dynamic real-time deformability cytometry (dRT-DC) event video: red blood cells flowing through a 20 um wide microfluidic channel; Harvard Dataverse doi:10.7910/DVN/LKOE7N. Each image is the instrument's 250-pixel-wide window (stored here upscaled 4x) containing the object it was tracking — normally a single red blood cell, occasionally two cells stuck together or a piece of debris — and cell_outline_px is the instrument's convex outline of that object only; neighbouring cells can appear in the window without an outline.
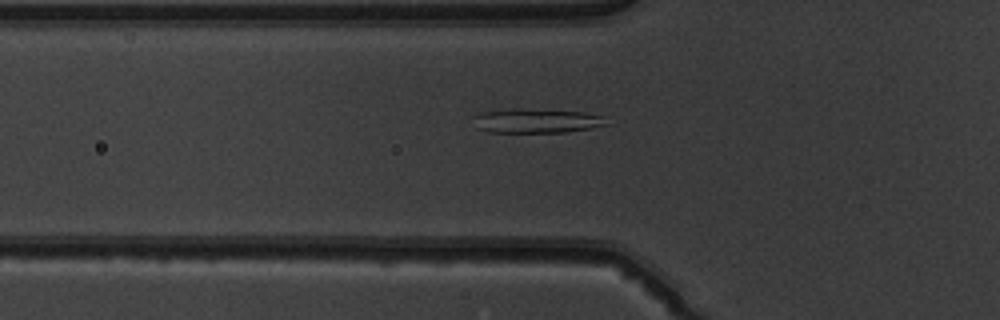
{"species": "common noctule bat (a hibernating species)", "species_latin": "Nyctalus noctula", "temperature_condition": "warm", "stored_images_in_passage": 51, "camera_frame_rate_fps": 3000, "um_per_image_px": 0.085, "animal": {"sex": "male", "body_mass_g": 19.5, "forearm_length_mm": 54.6}, "frame": {"image": 1, "passage_image": 18, "time_ms": 5.667, "image_size_px": [1000, 320], "cell_outline_px": [[608, 124], [588, 128], [564, 132], [488, 132], [476, 128], [472, 116], [480, 112], [512, 108], [524, 108], [580, 112], [600, 116]], "centroid_in_image_um": [45.46, 10.26], "position_along_channel_um": 80.3, "area_um2": 18.73}}
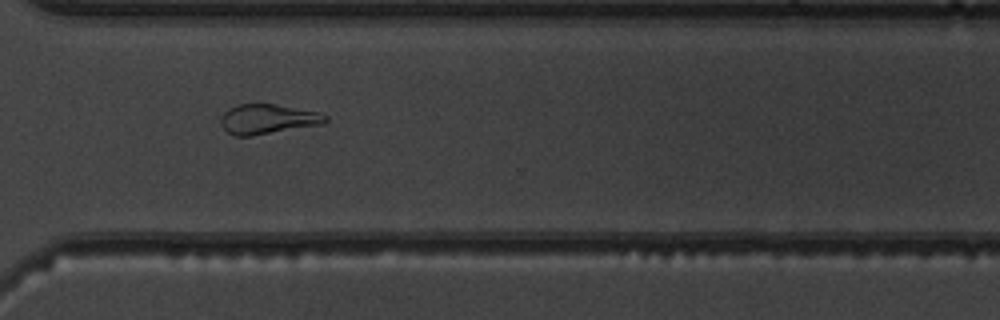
{"frame": {"image": 2, "passage_image": 38, "time_ms": 12.333, "image_size_px": [1000, 320], "cell_outline_px": [[328, 120], [324, 124], [252, 136], [236, 136], [228, 132], [224, 128], [220, 120], [224, 112], [228, 108], [240, 104], [272, 104], [316, 112], [328, 116]], "centroid_in_image_um": [22.75, 10.13], "position_along_channel_um": 347.8, "area_um2": 17.98}}
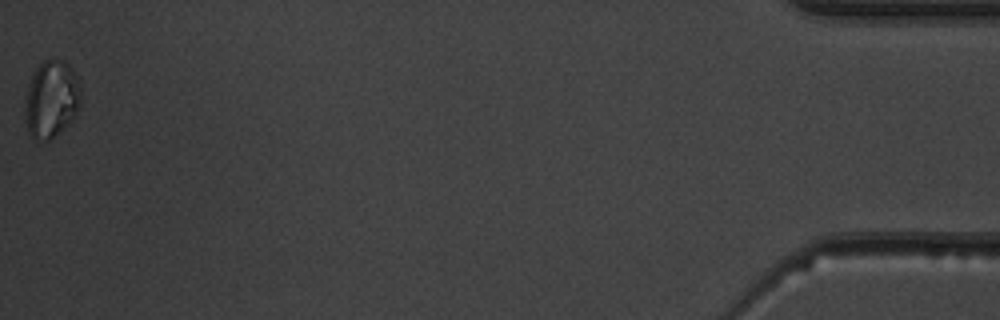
{"frame": {"image": 3, "passage_image": 51, "time_ms": 16.667, "image_size_px": [1000, 320], "cell_outline_px": [[80, 108], [76, 116], [64, 128], [48, 140], [36, 140], [28, 132], [24, 112], [24, 104], [28, 88], [32, 76], [36, 68], [44, 60], [52, 56], [64, 60], [72, 68], [80, 84]], "centroid_in_image_um": [4.38, 8.4], "position_along_channel_um": 430.8, "area_um2": 25.43}, "authors_computed_cell_mechanics": {"area_um2": 19.4786, "velocity_mm_per_s": 4.0051, "shape_relaxation_time_tau1_ms": 7.0779, "shape_relaxation_time_tau2_ms": 3.8462, "deformation_change_tau1": 0.2131, "deformation_change_tau2": 0.1315}}